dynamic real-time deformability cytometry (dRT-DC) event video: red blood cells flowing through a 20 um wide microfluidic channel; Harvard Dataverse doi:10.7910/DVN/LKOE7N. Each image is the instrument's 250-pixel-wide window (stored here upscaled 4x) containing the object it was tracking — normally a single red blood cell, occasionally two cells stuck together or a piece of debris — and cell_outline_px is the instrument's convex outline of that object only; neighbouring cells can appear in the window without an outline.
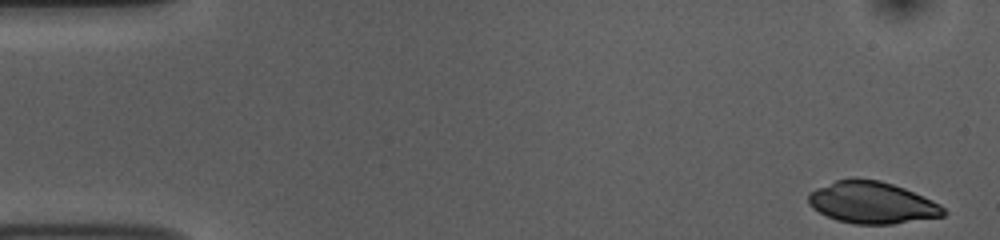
{"species": "common noctule bat (a hibernating species)", "species_latin": "Nyctalus noctula", "temperature_condition": "room temperature", "stored_images_in_passage": 52, "camera_frame_rate_fps": 3000, "um_per_image_px": 0.085, "animal": {"sex": "female", "body_mass_g": 10.0, "forearm_length_mm": 53.1}, "frame": {"image": 1, "passage_image": 1, "time_ms": 0.0, "image_size_px": [1000, 240], "cell_outline_px": [[948, 212], [944, 216], [892, 224], [856, 224], [836, 220], [812, 208], [808, 204], [808, 192], [816, 188], [836, 180], [852, 176], [880, 180], [904, 188], [932, 200], [940, 204]], "centroid_in_image_um": [74.1, 17.2], "position_along_channel_um": 10.9, "area_um2": 33.23}}